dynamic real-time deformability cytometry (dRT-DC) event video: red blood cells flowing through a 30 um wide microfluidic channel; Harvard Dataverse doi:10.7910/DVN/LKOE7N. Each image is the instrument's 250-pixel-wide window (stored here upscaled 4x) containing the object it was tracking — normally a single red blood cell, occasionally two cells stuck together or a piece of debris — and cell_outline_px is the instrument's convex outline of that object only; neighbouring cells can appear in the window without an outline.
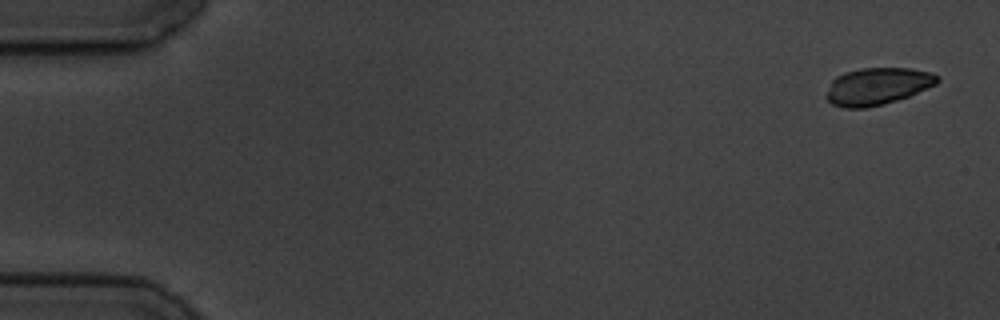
{"species": "common noctule bat (a hibernating species)", "species_latin": "Nyctalus noctula", "temperature_condition": "cold", "stored_images_in_passage": 5, "camera_frame_rate_fps": 3000, "um_per_image_px": 0.085, "animal": {"sex": "male", "body_mass_g": 19.5, "forearm_length_mm": 54.6}, "frame": {"image": 1, "passage_image": 1, "time_ms": 0.0, "image_size_px": [1000, 320], "cell_outline_px": [[940, 80], [936, 84], [908, 96], [884, 104], [868, 108], [844, 108], [832, 104], [824, 96], [832, 80], [836, 76], [844, 72], [860, 68], [908, 68], [932, 72], [940, 76]], "centroid_in_image_um": [74.56, 7.33], "position_along_channel_um": 10.4, "area_um2": 24.16}}
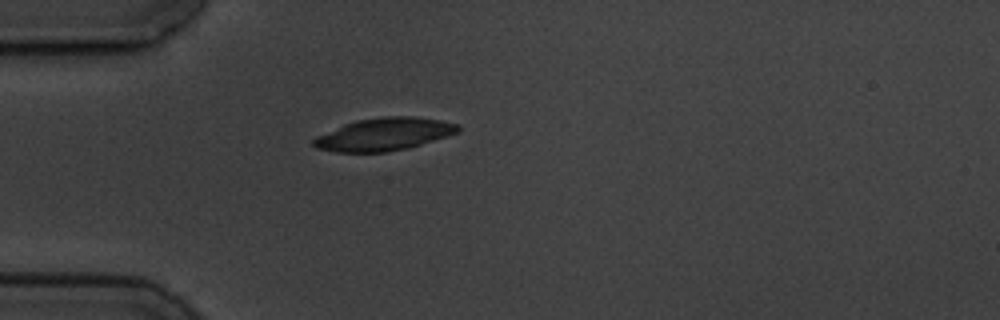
{"frame": {"image": 2, "passage_image": 5, "time_ms": 4.667, "image_size_px": [1000, 320], "cell_outline_px": [[460, 132], [448, 136], [408, 148], [388, 152], [336, 152], [316, 148], [312, 144], [312, 140], [316, 136], [344, 124], [356, 120], [384, 116], [412, 116], [440, 120], [456, 124], [460, 128]], "centroid_in_image_um": [32.63, 11.41], "position_along_channel_um": 52.4, "area_um2": 27.51}}